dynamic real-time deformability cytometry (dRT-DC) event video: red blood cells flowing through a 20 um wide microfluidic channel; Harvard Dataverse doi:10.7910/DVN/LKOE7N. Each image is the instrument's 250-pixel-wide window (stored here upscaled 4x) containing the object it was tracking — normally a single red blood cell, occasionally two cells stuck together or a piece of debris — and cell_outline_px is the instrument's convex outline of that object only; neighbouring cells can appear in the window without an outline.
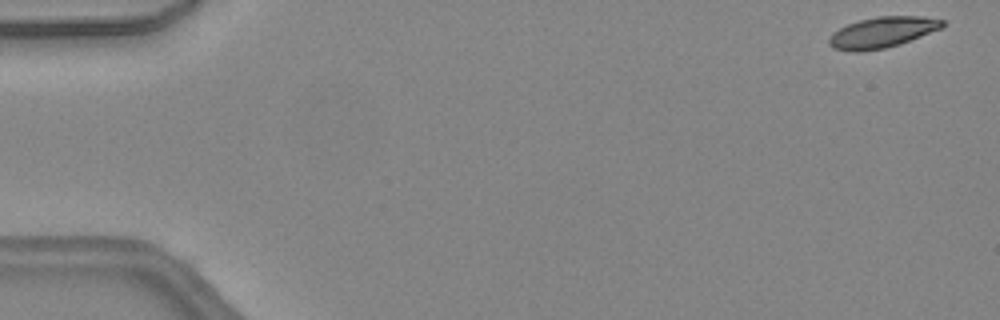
{"species": "common noctule bat (a hibernating species)", "species_latin": "Nyctalus noctula", "temperature_condition": "warm", "stored_images_in_passage": 45, "camera_frame_rate_fps": 3000, "um_per_image_px": 0.085, "animal": {"sex": "female", "body_mass_g": 24.6, "forearm_length_mm": 56.2}, "frame": {"image": 1, "passage_image": 1, "time_ms": 0.0, "image_size_px": [1000, 320], "cell_outline_px": [[944, 24], [940, 28], [900, 44], [884, 48], [860, 52], [848, 52], [832, 48], [828, 44], [828, 40], [832, 32], [848, 24], [860, 20], [880, 16], [920, 16], [944, 20]], "centroid_in_image_um": [74.92, 2.76], "position_along_channel_um": 10.1, "area_um2": 20.23}}
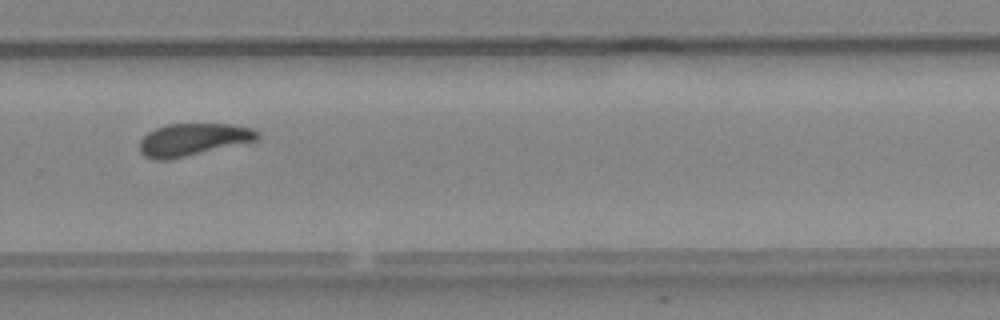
{"frame": {"image": 2, "passage_image": 31, "time_ms": 10.0, "image_size_px": [1000, 320], "cell_outline_px": [[260, 140], [168, 160], [152, 160], [144, 156], [140, 152], [140, 140], [148, 132], [156, 128], [168, 124], [228, 124], [252, 128], [260, 132]], "centroid_in_image_um": [16.43, 11.87], "position_along_channel_um": 313.4, "area_um2": 22.37}}
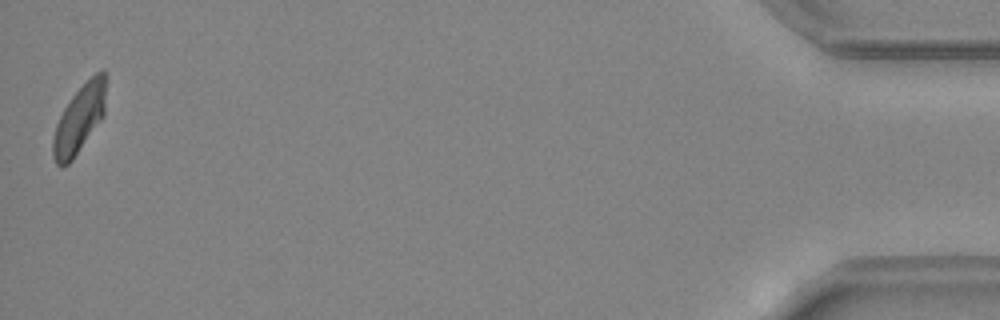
{"frame": {"image": 3, "passage_image": 45, "time_ms": 14.667, "image_size_px": [1000, 320], "cell_outline_px": [[108, 76], [104, 116], [72, 160], [64, 168], [60, 168], [56, 164], [52, 156], [52, 140], [56, 124], [64, 108], [72, 96], [96, 72], [104, 68], [108, 72]], "centroid_in_image_um": [6.78, 10.09], "position_along_channel_um": 428.4, "area_um2": 21.39}, "authors_computed_cell_mechanics": {"area_um2": 21.6172, "velocity_mm_per_s": 4.488, "shape_relaxation_time_tau1_ms": 6.6652, "shape_relaxation_time_tau2_ms": 4.1033, "deformation_change_tau1": 0.1711, "deformation_change_tau2": 0.1031}}